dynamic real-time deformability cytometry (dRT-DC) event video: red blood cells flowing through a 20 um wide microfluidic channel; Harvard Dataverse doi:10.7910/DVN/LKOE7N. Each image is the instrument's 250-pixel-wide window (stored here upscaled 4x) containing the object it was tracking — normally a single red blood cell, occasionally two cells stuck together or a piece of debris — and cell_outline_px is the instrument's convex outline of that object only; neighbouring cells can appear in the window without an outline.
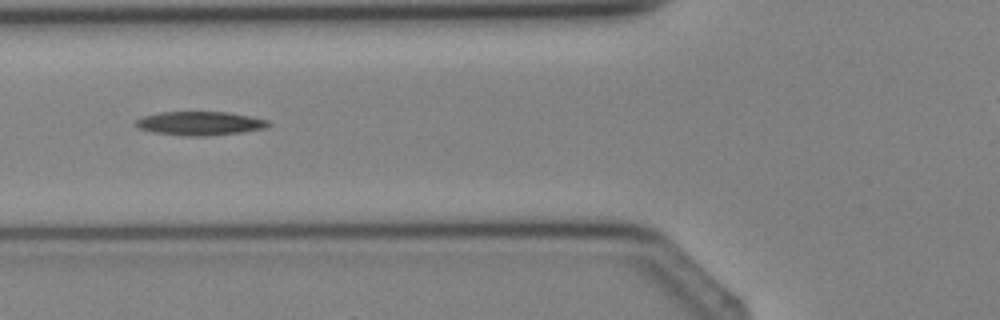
{"species": "Egyptian fruit bat (a non-hibernating species)", "species_latin": "Rousettus aegyptiacus", "temperature_condition": "cold", "stored_images_in_passage": 3, "camera_frame_rate_fps": 3000, "um_per_image_px": 0.085, "animal": {"sex": "female"}, "frame": {"image": 1, "passage_image": 3, "time_ms": 2.333, "image_size_px": [1000, 320], "cell_outline_px": [[272, 124], [264, 128], [240, 132], [204, 136], [184, 136], [152, 132], [140, 128], [136, 124], [136, 120], [144, 116], [160, 112], [228, 112], [268, 120]], "centroid_in_image_um": [16.99, 10.48], "position_along_channel_um": 108.8, "area_um2": 18.15}}